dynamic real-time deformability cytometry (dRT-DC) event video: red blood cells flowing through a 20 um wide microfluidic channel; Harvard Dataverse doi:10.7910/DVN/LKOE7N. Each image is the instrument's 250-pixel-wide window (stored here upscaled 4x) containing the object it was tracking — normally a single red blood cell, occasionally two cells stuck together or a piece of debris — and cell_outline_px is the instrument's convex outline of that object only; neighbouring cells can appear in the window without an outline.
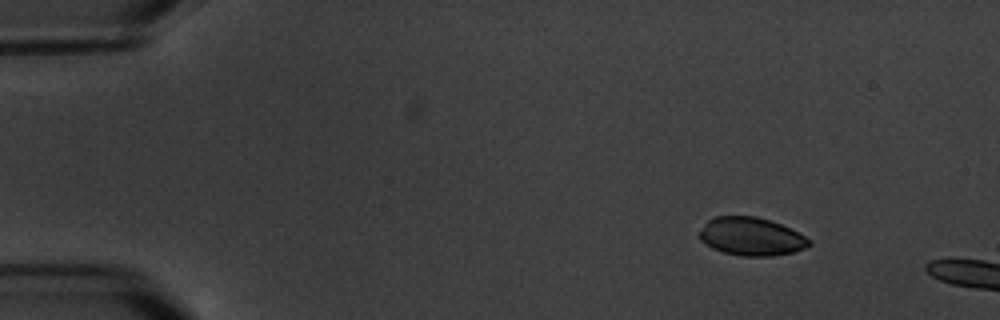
{"species": "common noctule bat (a hibernating species)", "species_latin": "Nyctalus noctula", "temperature_condition": "warm", "stored_images_in_passage": 3, "camera_frame_rate_fps": 3000, "um_per_image_px": 0.085, "animal": {"sex": "male", "body_mass_g": 20.1, "forearm_length_mm": 53.5}, "frame": {"image": 1, "passage_image": 1, "time_ms": 0.0, "image_size_px": [1000, 320], "cell_outline_px": [[812, 244], [808, 248], [792, 252], [772, 256], [740, 256], [724, 252], [712, 248], [704, 244], [700, 240], [700, 232], [704, 224], [708, 220], [716, 216], [756, 216], [780, 224], [812, 240]], "centroid_in_image_um": [63.86, 20.11], "position_along_channel_um": 21.1, "area_um2": 24.33}}